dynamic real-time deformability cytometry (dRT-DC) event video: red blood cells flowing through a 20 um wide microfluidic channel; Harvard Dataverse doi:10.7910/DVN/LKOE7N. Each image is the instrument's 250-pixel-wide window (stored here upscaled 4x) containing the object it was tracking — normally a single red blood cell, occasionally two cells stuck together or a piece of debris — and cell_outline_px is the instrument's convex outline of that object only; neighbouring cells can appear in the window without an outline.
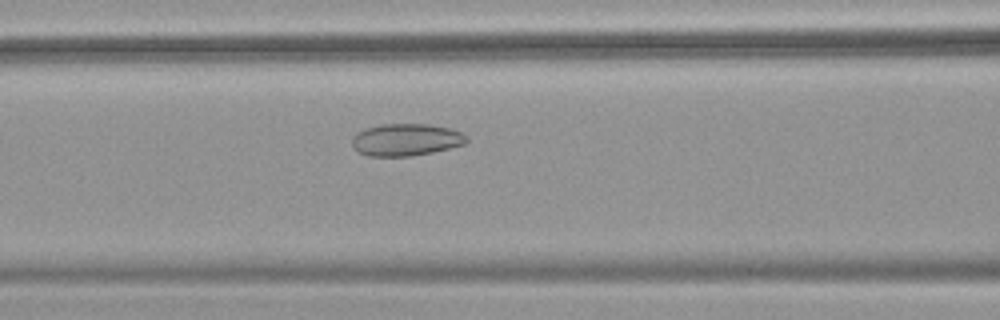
{"species": "common noctule bat (a hibernating species)", "species_latin": "Nyctalus noctula", "temperature_condition": "warm", "stored_images_in_passage": 43, "camera_frame_rate_fps": 3000, "um_per_image_px": 0.085, "animal": {"sex": "female", "body_mass_g": 18.4}, "frame": {"image": 1, "passage_image": 12, "time_ms": 3.667, "image_size_px": [1000, 320], "cell_outline_px": [[468, 140], [464, 144], [432, 152], [412, 156], [368, 156], [352, 148], [352, 136], [356, 132], [364, 128], [380, 124], [428, 124], [448, 128], [460, 132], [468, 136]], "centroid_in_image_um": [34.46, 11.87], "position_along_channel_um": 132.1, "area_um2": 21.56}}
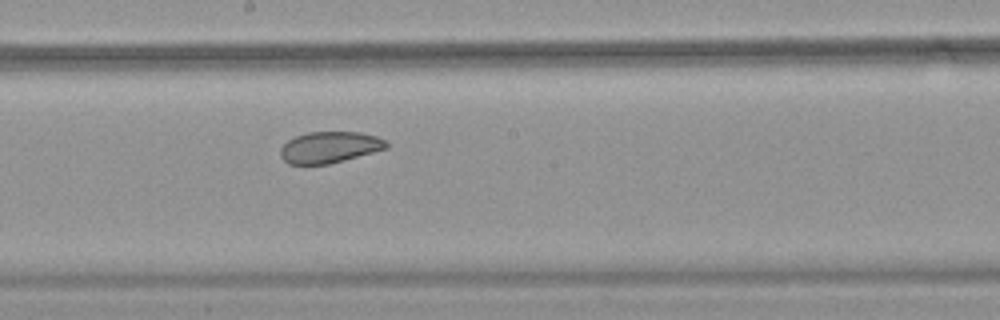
{"frame": {"image": 2, "passage_image": 19, "time_ms": 6.0, "image_size_px": [1000, 320], "cell_outline_px": [[388, 148], [344, 160], [328, 164], [288, 164], [280, 156], [280, 148], [288, 140], [296, 136], [308, 132], [360, 132], [376, 136], [388, 140]], "centroid_in_image_um": [28.03, 12.51], "position_along_channel_um": 220.2, "area_um2": 19.36}}
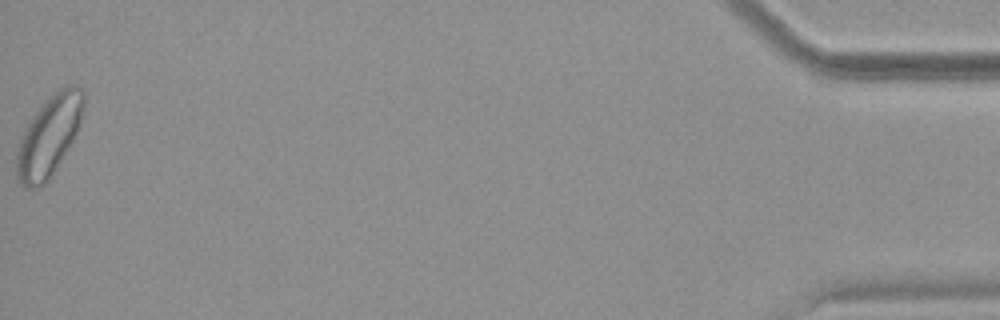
{"frame": {"image": 3, "passage_image": 43, "time_ms": 14.0, "image_size_px": [1000, 320], "cell_outline_px": [[84, 104], [80, 120], [76, 132], [72, 140], [48, 180], [44, 184], [32, 188], [28, 188], [20, 184], [16, 180], [16, 152], [24, 128], [32, 116], [64, 84], [76, 84], [84, 88]], "centroid_in_image_um": [4.15, 11.55], "position_along_channel_um": 431.1, "area_um2": 30.87}, "authors_computed_cell_mechanics": {"area_um2": 23.5824, "velocity_mm_per_s": 3.789, "shape_relaxation_time_tau1_ms": null, "shape_relaxation_time_tau2_ms": 2.6606, "deformation_change_tau1": null, "deformation_change_tau2": 0.0712}}